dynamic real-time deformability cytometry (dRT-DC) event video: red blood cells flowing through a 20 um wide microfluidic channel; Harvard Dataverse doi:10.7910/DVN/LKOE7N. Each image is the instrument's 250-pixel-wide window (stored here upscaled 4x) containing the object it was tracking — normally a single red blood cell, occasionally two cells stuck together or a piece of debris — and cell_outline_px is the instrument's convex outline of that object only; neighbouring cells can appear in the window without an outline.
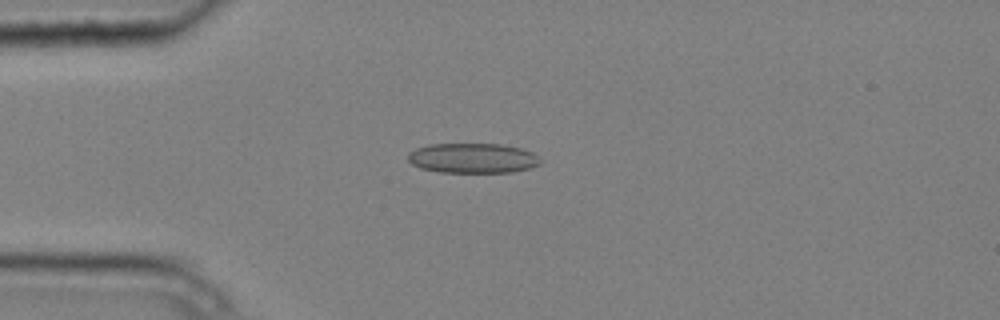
{"species": "common noctule bat (a hibernating species)", "species_latin": "Nyctalus noctula", "temperature_condition": "cold", "stored_images_in_passage": 5, "camera_frame_rate_fps": 3000, "um_per_image_px": 0.085, "animal": {"sex": "male", "body_mass_g": 20.4}, "frame": {"image": 1, "passage_image": 4, "time_ms": 1.0, "image_size_px": [1000, 320], "cell_outline_px": [[540, 164], [532, 168], [512, 172], [440, 172], [420, 168], [412, 164], [408, 160], [408, 152], [416, 148], [428, 144], [500, 144], [520, 148], [532, 152], [540, 160]], "centroid_in_image_um": [40.16, 13.44], "position_along_channel_um": 44.8, "area_um2": 23.12}}